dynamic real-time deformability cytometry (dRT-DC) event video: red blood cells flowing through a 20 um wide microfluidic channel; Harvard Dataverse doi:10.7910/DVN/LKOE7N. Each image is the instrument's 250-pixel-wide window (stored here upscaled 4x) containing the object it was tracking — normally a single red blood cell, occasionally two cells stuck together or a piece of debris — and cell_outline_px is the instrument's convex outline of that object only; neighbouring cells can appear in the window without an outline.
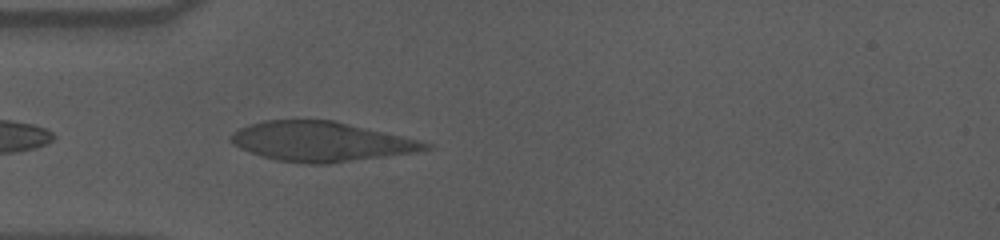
{"species": "human", "species_latin": "Homo sapiens", "temperature_condition": "cold", "stored_images_in_passage": 6, "camera_frame_rate_fps": 3000, "um_per_image_px": 0.085, "donor": {"sex": "male"}, "frame": {"image": 1, "passage_image": 2, "time_ms": 0.333, "image_size_px": [1000, 240], "cell_outline_px": [[432, 148], [424, 152], [328, 164], [308, 164], [276, 160], [240, 148], [232, 144], [228, 140], [228, 136], [232, 132], [240, 128], [264, 120], [336, 120], [432, 144]], "centroid_in_image_um": [27.32, 12.04], "position_along_channel_um": 57.7, "area_um2": 45.14}}
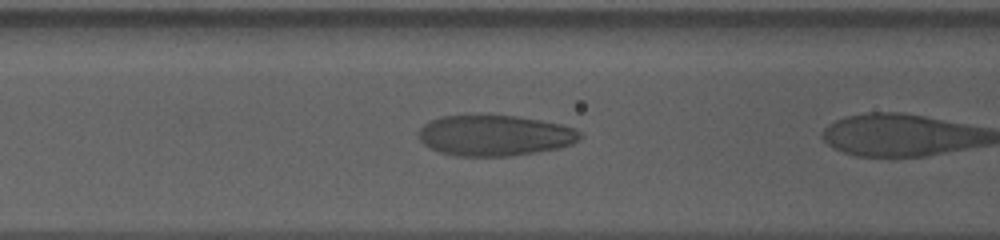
{"frame": {"image": 2, "passage_image": 5, "time_ms": 1.333, "image_size_px": [1000, 240], "cell_outline_px": [[584, 136], [580, 140], [572, 144], [560, 148], [512, 156], [456, 156], [440, 152], [428, 148], [416, 136], [416, 132], [424, 124], [440, 116], [488, 112], [516, 116], [540, 120], [560, 124], [576, 128]], "centroid_in_image_um": [42.03, 11.48], "position_along_channel_um": 124.6, "area_um2": 39.65}}